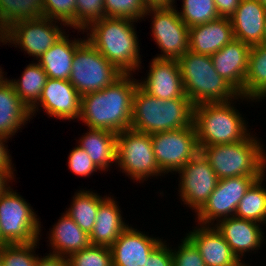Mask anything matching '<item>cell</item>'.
Returning a JSON list of instances; mask_svg holds the SVG:
<instances>
[{
  "label": "cell",
  "mask_w": 266,
  "mask_h": 266,
  "mask_svg": "<svg viewBox=\"0 0 266 266\" xmlns=\"http://www.w3.org/2000/svg\"><path fill=\"white\" fill-rule=\"evenodd\" d=\"M132 75L123 74L106 88L82 95L78 120L90 129L116 134L131 129L133 95L138 86Z\"/></svg>",
  "instance_id": "cell-1"
},
{
  "label": "cell",
  "mask_w": 266,
  "mask_h": 266,
  "mask_svg": "<svg viewBox=\"0 0 266 266\" xmlns=\"http://www.w3.org/2000/svg\"><path fill=\"white\" fill-rule=\"evenodd\" d=\"M134 22L131 19L104 17L84 30L88 35L86 40L123 74H133L142 66Z\"/></svg>",
  "instance_id": "cell-2"
},
{
  "label": "cell",
  "mask_w": 266,
  "mask_h": 266,
  "mask_svg": "<svg viewBox=\"0 0 266 266\" xmlns=\"http://www.w3.org/2000/svg\"><path fill=\"white\" fill-rule=\"evenodd\" d=\"M194 105L189 98L160 99L139 85L133 95L131 129L154 134L192 126Z\"/></svg>",
  "instance_id": "cell-3"
},
{
  "label": "cell",
  "mask_w": 266,
  "mask_h": 266,
  "mask_svg": "<svg viewBox=\"0 0 266 266\" xmlns=\"http://www.w3.org/2000/svg\"><path fill=\"white\" fill-rule=\"evenodd\" d=\"M185 95L195 106L201 103L254 100L245 98L216 72L210 55L188 50L179 60Z\"/></svg>",
  "instance_id": "cell-4"
},
{
  "label": "cell",
  "mask_w": 266,
  "mask_h": 266,
  "mask_svg": "<svg viewBox=\"0 0 266 266\" xmlns=\"http://www.w3.org/2000/svg\"><path fill=\"white\" fill-rule=\"evenodd\" d=\"M263 147L259 139L250 133L236 143L199 146V149L220 180L266 175V151Z\"/></svg>",
  "instance_id": "cell-5"
},
{
  "label": "cell",
  "mask_w": 266,
  "mask_h": 266,
  "mask_svg": "<svg viewBox=\"0 0 266 266\" xmlns=\"http://www.w3.org/2000/svg\"><path fill=\"white\" fill-rule=\"evenodd\" d=\"M234 106L232 101L194 106L193 124L198 146L232 144L244 140L250 134L247 120Z\"/></svg>",
  "instance_id": "cell-6"
},
{
  "label": "cell",
  "mask_w": 266,
  "mask_h": 266,
  "mask_svg": "<svg viewBox=\"0 0 266 266\" xmlns=\"http://www.w3.org/2000/svg\"><path fill=\"white\" fill-rule=\"evenodd\" d=\"M122 75L85 37L75 50L69 82L82 96L106 88Z\"/></svg>",
  "instance_id": "cell-7"
},
{
  "label": "cell",
  "mask_w": 266,
  "mask_h": 266,
  "mask_svg": "<svg viewBox=\"0 0 266 266\" xmlns=\"http://www.w3.org/2000/svg\"><path fill=\"white\" fill-rule=\"evenodd\" d=\"M25 200L12 188L0 195L1 246L39 241L41 222Z\"/></svg>",
  "instance_id": "cell-8"
},
{
  "label": "cell",
  "mask_w": 266,
  "mask_h": 266,
  "mask_svg": "<svg viewBox=\"0 0 266 266\" xmlns=\"http://www.w3.org/2000/svg\"><path fill=\"white\" fill-rule=\"evenodd\" d=\"M116 165L132 180L163 176L153 152L151 135L128 129L117 134ZM162 174V175H161Z\"/></svg>",
  "instance_id": "cell-9"
},
{
  "label": "cell",
  "mask_w": 266,
  "mask_h": 266,
  "mask_svg": "<svg viewBox=\"0 0 266 266\" xmlns=\"http://www.w3.org/2000/svg\"><path fill=\"white\" fill-rule=\"evenodd\" d=\"M156 162L165 174L178 172L199 152L195 125L151 134Z\"/></svg>",
  "instance_id": "cell-10"
},
{
  "label": "cell",
  "mask_w": 266,
  "mask_h": 266,
  "mask_svg": "<svg viewBox=\"0 0 266 266\" xmlns=\"http://www.w3.org/2000/svg\"><path fill=\"white\" fill-rule=\"evenodd\" d=\"M175 7L147 8L144 14V17H152L153 40L161 50L154 58L179 60L189 50V27Z\"/></svg>",
  "instance_id": "cell-11"
},
{
  "label": "cell",
  "mask_w": 266,
  "mask_h": 266,
  "mask_svg": "<svg viewBox=\"0 0 266 266\" xmlns=\"http://www.w3.org/2000/svg\"><path fill=\"white\" fill-rule=\"evenodd\" d=\"M46 17L21 20L5 30V42L24 50L29 56L38 60L65 33V23ZM57 24V25H56ZM64 25L62 27V25Z\"/></svg>",
  "instance_id": "cell-12"
},
{
  "label": "cell",
  "mask_w": 266,
  "mask_h": 266,
  "mask_svg": "<svg viewBox=\"0 0 266 266\" xmlns=\"http://www.w3.org/2000/svg\"><path fill=\"white\" fill-rule=\"evenodd\" d=\"M259 178L238 176L220 179L208 201L196 213L198 224L214 225L215 221L217 223L221 219L235 216L240 200Z\"/></svg>",
  "instance_id": "cell-13"
},
{
  "label": "cell",
  "mask_w": 266,
  "mask_h": 266,
  "mask_svg": "<svg viewBox=\"0 0 266 266\" xmlns=\"http://www.w3.org/2000/svg\"><path fill=\"white\" fill-rule=\"evenodd\" d=\"M179 196L183 203L197 213L208 201L218 184L210 163L199 152L179 171Z\"/></svg>",
  "instance_id": "cell-14"
},
{
  "label": "cell",
  "mask_w": 266,
  "mask_h": 266,
  "mask_svg": "<svg viewBox=\"0 0 266 266\" xmlns=\"http://www.w3.org/2000/svg\"><path fill=\"white\" fill-rule=\"evenodd\" d=\"M49 117L62 120L79 119L81 95L69 80L47 78L39 101L30 109L31 117L39 107Z\"/></svg>",
  "instance_id": "cell-15"
},
{
  "label": "cell",
  "mask_w": 266,
  "mask_h": 266,
  "mask_svg": "<svg viewBox=\"0 0 266 266\" xmlns=\"http://www.w3.org/2000/svg\"><path fill=\"white\" fill-rule=\"evenodd\" d=\"M147 77L138 85L148 94L160 99L188 98L184 93L178 60L153 58Z\"/></svg>",
  "instance_id": "cell-16"
},
{
  "label": "cell",
  "mask_w": 266,
  "mask_h": 266,
  "mask_svg": "<svg viewBox=\"0 0 266 266\" xmlns=\"http://www.w3.org/2000/svg\"><path fill=\"white\" fill-rule=\"evenodd\" d=\"M128 226L110 246L112 266H143L152 250L162 241Z\"/></svg>",
  "instance_id": "cell-17"
},
{
  "label": "cell",
  "mask_w": 266,
  "mask_h": 266,
  "mask_svg": "<svg viewBox=\"0 0 266 266\" xmlns=\"http://www.w3.org/2000/svg\"><path fill=\"white\" fill-rule=\"evenodd\" d=\"M251 47L234 38L211 55L213 66L218 75L239 94L243 91Z\"/></svg>",
  "instance_id": "cell-18"
},
{
  "label": "cell",
  "mask_w": 266,
  "mask_h": 266,
  "mask_svg": "<svg viewBox=\"0 0 266 266\" xmlns=\"http://www.w3.org/2000/svg\"><path fill=\"white\" fill-rule=\"evenodd\" d=\"M186 237L196 246L206 266H238L242 262L213 225L198 224Z\"/></svg>",
  "instance_id": "cell-19"
},
{
  "label": "cell",
  "mask_w": 266,
  "mask_h": 266,
  "mask_svg": "<svg viewBox=\"0 0 266 266\" xmlns=\"http://www.w3.org/2000/svg\"><path fill=\"white\" fill-rule=\"evenodd\" d=\"M214 224L240 261L244 254L259 250L264 242V232L258 222L232 216Z\"/></svg>",
  "instance_id": "cell-20"
},
{
  "label": "cell",
  "mask_w": 266,
  "mask_h": 266,
  "mask_svg": "<svg viewBox=\"0 0 266 266\" xmlns=\"http://www.w3.org/2000/svg\"><path fill=\"white\" fill-rule=\"evenodd\" d=\"M230 20L235 39L250 46L263 43L266 8L258 0H241Z\"/></svg>",
  "instance_id": "cell-21"
},
{
  "label": "cell",
  "mask_w": 266,
  "mask_h": 266,
  "mask_svg": "<svg viewBox=\"0 0 266 266\" xmlns=\"http://www.w3.org/2000/svg\"><path fill=\"white\" fill-rule=\"evenodd\" d=\"M234 39L230 18H218L189 28V50L212 55Z\"/></svg>",
  "instance_id": "cell-22"
},
{
  "label": "cell",
  "mask_w": 266,
  "mask_h": 266,
  "mask_svg": "<svg viewBox=\"0 0 266 266\" xmlns=\"http://www.w3.org/2000/svg\"><path fill=\"white\" fill-rule=\"evenodd\" d=\"M120 207L113 197H107L98 208L96 221L89 234L91 245L110 247L129 226L123 221Z\"/></svg>",
  "instance_id": "cell-23"
},
{
  "label": "cell",
  "mask_w": 266,
  "mask_h": 266,
  "mask_svg": "<svg viewBox=\"0 0 266 266\" xmlns=\"http://www.w3.org/2000/svg\"><path fill=\"white\" fill-rule=\"evenodd\" d=\"M48 238L52 249L49 254L66 258L91 245L89 234L66 213L53 225Z\"/></svg>",
  "instance_id": "cell-24"
},
{
  "label": "cell",
  "mask_w": 266,
  "mask_h": 266,
  "mask_svg": "<svg viewBox=\"0 0 266 266\" xmlns=\"http://www.w3.org/2000/svg\"><path fill=\"white\" fill-rule=\"evenodd\" d=\"M31 118L30 109L21 101L13 85L5 79L0 84V136L11 138Z\"/></svg>",
  "instance_id": "cell-25"
},
{
  "label": "cell",
  "mask_w": 266,
  "mask_h": 266,
  "mask_svg": "<svg viewBox=\"0 0 266 266\" xmlns=\"http://www.w3.org/2000/svg\"><path fill=\"white\" fill-rule=\"evenodd\" d=\"M65 34L37 60L48 78L69 80L75 50L85 40H69Z\"/></svg>",
  "instance_id": "cell-26"
},
{
  "label": "cell",
  "mask_w": 266,
  "mask_h": 266,
  "mask_svg": "<svg viewBox=\"0 0 266 266\" xmlns=\"http://www.w3.org/2000/svg\"><path fill=\"white\" fill-rule=\"evenodd\" d=\"M88 131L79 139L78 146L85 150L99 171H108L113 163L116 164L117 134L105 129L89 128Z\"/></svg>",
  "instance_id": "cell-27"
},
{
  "label": "cell",
  "mask_w": 266,
  "mask_h": 266,
  "mask_svg": "<svg viewBox=\"0 0 266 266\" xmlns=\"http://www.w3.org/2000/svg\"><path fill=\"white\" fill-rule=\"evenodd\" d=\"M239 95L255 102L266 98V43L251 47L244 87Z\"/></svg>",
  "instance_id": "cell-28"
},
{
  "label": "cell",
  "mask_w": 266,
  "mask_h": 266,
  "mask_svg": "<svg viewBox=\"0 0 266 266\" xmlns=\"http://www.w3.org/2000/svg\"><path fill=\"white\" fill-rule=\"evenodd\" d=\"M47 74L37 63H29L20 79H8L21 101L31 109L40 99L47 81Z\"/></svg>",
  "instance_id": "cell-29"
},
{
  "label": "cell",
  "mask_w": 266,
  "mask_h": 266,
  "mask_svg": "<svg viewBox=\"0 0 266 266\" xmlns=\"http://www.w3.org/2000/svg\"><path fill=\"white\" fill-rule=\"evenodd\" d=\"M107 198L90 190H79L74 194L71 206L66 210L74 222L88 234L91 233L96 221L99 205Z\"/></svg>",
  "instance_id": "cell-30"
},
{
  "label": "cell",
  "mask_w": 266,
  "mask_h": 266,
  "mask_svg": "<svg viewBox=\"0 0 266 266\" xmlns=\"http://www.w3.org/2000/svg\"><path fill=\"white\" fill-rule=\"evenodd\" d=\"M265 175L257 179L237 207L235 217L266 224V188L262 185Z\"/></svg>",
  "instance_id": "cell-31"
},
{
  "label": "cell",
  "mask_w": 266,
  "mask_h": 266,
  "mask_svg": "<svg viewBox=\"0 0 266 266\" xmlns=\"http://www.w3.org/2000/svg\"><path fill=\"white\" fill-rule=\"evenodd\" d=\"M43 17V0H0V25L4 30L21 20Z\"/></svg>",
  "instance_id": "cell-32"
},
{
  "label": "cell",
  "mask_w": 266,
  "mask_h": 266,
  "mask_svg": "<svg viewBox=\"0 0 266 266\" xmlns=\"http://www.w3.org/2000/svg\"><path fill=\"white\" fill-rule=\"evenodd\" d=\"M182 4L178 13L189 28L220 18L214 0H182Z\"/></svg>",
  "instance_id": "cell-33"
},
{
  "label": "cell",
  "mask_w": 266,
  "mask_h": 266,
  "mask_svg": "<svg viewBox=\"0 0 266 266\" xmlns=\"http://www.w3.org/2000/svg\"><path fill=\"white\" fill-rule=\"evenodd\" d=\"M39 241L25 244H5L0 247L3 266H35L38 255L35 249Z\"/></svg>",
  "instance_id": "cell-34"
},
{
  "label": "cell",
  "mask_w": 266,
  "mask_h": 266,
  "mask_svg": "<svg viewBox=\"0 0 266 266\" xmlns=\"http://www.w3.org/2000/svg\"><path fill=\"white\" fill-rule=\"evenodd\" d=\"M105 17L144 19L147 7L142 0H104ZM141 18V19H140Z\"/></svg>",
  "instance_id": "cell-35"
},
{
  "label": "cell",
  "mask_w": 266,
  "mask_h": 266,
  "mask_svg": "<svg viewBox=\"0 0 266 266\" xmlns=\"http://www.w3.org/2000/svg\"><path fill=\"white\" fill-rule=\"evenodd\" d=\"M70 266H112L110 247L90 245L68 257Z\"/></svg>",
  "instance_id": "cell-36"
},
{
  "label": "cell",
  "mask_w": 266,
  "mask_h": 266,
  "mask_svg": "<svg viewBox=\"0 0 266 266\" xmlns=\"http://www.w3.org/2000/svg\"><path fill=\"white\" fill-rule=\"evenodd\" d=\"M43 17L65 23L76 30V0H43Z\"/></svg>",
  "instance_id": "cell-37"
},
{
  "label": "cell",
  "mask_w": 266,
  "mask_h": 266,
  "mask_svg": "<svg viewBox=\"0 0 266 266\" xmlns=\"http://www.w3.org/2000/svg\"><path fill=\"white\" fill-rule=\"evenodd\" d=\"M105 17L104 0H76V29L83 31Z\"/></svg>",
  "instance_id": "cell-38"
},
{
  "label": "cell",
  "mask_w": 266,
  "mask_h": 266,
  "mask_svg": "<svg viewBox=\"0 0 266 266\" xmlns=\"http://www.w3.org/2000/svg\"><path fill=\"white\" fill-rule=\"evenodd\" d=\"M178 249H171L173 266H206L196 246L185 236Z\"/></svg>",
  "instance_id": "cell-39"
},
{
  "label": "cell",
  "mask_w": 266,
  "mask_h": 266,
  "mask_svg": "<svg viewBox=\"0 0 266 266\" xmlns=\"http://www.w3.org/2000/svg\"><path fill=\"white\" fill-rule=\"evenodd\" d=\"M68 167L72 173L83 177L89 176L99 170L85 150L78 145L74 149L72 148V151L69 153Z\"/></svg>",
  "instance_id": "cell-40"
},
{
  "label": "cell",
  "mask_w": 266,
  "mask_h": 266,
  "mask_svg": "<svg viewBox=\"0 0 266 266\" xmlns=\"http://www.w3.org/2000/svg\"><path fill=\"white\" fill-rule=\"evenodd\" d=\"M143 266H173L171 247H169L166 241L162 240L152 250Z\"/></svg>",
  "instance_id": "cell-41"
},
{
  "label": "cell",
  "mask_w": 266,
  "mask_h": 266,
  "mask_svg": "<svg viewBox=\"0 0 266 266\" xmlns=\"http://www.w3.org/2000/svg\"><path fill=\"white\" fill-rule=\"evenodd\" d=\"M241 0H214L219 17L230 18L237 10Z\"/></svg>",
  "instance_id": "cell-42"
},
{
  "label": "cell",
  "mask_w": 266,
  "mask_h": 266,
  "mask_svg": "<svg viewBox=\"0 0 266 266\" xmlns=\"http://www.w3.org/2000/svg\"><path fill=\"white\" fill-rule=\"evenodd\" d=\"M7 140L8 138L0 136V168L10 171L15 176V168L13 169L11 154L8 151L7 145H5L8 142Z\"/></svg>",
  "instance_id": "cell-43"
},
{
  "label": "cell",
  "mask_w": 266,
  "mask_h": 266,
  "mask_svg": "<svg viewBox=\"0 0 266 266\" xmlns=\"http://www.w3.org/2000/svg\"><path fill=\"white\" fill-rule=\"evenodd\" d=\"M35 266H70L66 257L47 254L45 257H38Z\"/></svg>",
  "instance_id": "cell-44"
},
{
  "label": "cell",
  "mask_w": 266,
  "mask_h": 266,
  "mask_svg": "<svg viewBox=\"0 0 266 266\" xmlns=\"http://www.w3.org/2000/svg\"><path fill=\"white\" fill-rule=\"evenodd\" d=\"M13 179L14 175L10 171L0 168V195H3L11 188L9 182Z\"/></svg>",
  "instance_id": "cell-45"
},
{
  "label": "cell",
  "mask_w": 266,
  "mask_h": 266,
  "mask_svg": "<svg viewBox=\"0 0 266 266\" xmlns=\"http://www.w3.org/2000/svg\"><path fill=\"white\" fill-rule=\"evenodd\" d=\"M147 8L168 7V0H142Z\"/></svg>",
  "instance_id": "cell-46"
},
{
  "label": "cell",
  "mask_w": 266,
  "mask_h": 266,
  "mask_svg": "<svg viewBox=\"0 0 266 266\" xmlns=\"http://www.w3.org/2000/svg\"><path fill=\"white\" fill-rule=\"evenodd\" d=\"M3 43L2 45L4 44H7L5 42V30L2 28V26L0 25V43Z\"/></svg>",
  "instance_id": "cell-47"
},
{
  "label": "cell",
  "mask_w": 266,
  "mask_h": 266,
  "mask_svg": "<svg viewBox=\"0 0 266 266\" xmlns=\"http://www.w3.org/2000/svg\"><path fill=\"white\" fill-rule=\"evenodd\" d=\"M2 67H0V84L5 80V79H7V78H5L4 77V72H3V70L1 69Z\"/></svg>",
  "instance_id": "cell-48"
},
{
  "label": "cell",
  "mask_w": 266,
  "mask_h": 266,
  "mask_svg": "<svg viewBox=\"0 0 266 266\" xmlns=\"http://www.w3.org/2000/svg\"><path fill=\"white\" fill-rule=\"evenodd\" d=\"M175 0H168V7H174L175 6Z\"/></svg>",
  "instance_id": "cell-49"
},
{
  "label": "cell",
  "mask_w": 266,
  "mask_h": 266,
  "mask_svg": "<svg viewBox=\"0 0 266 266\" xmlns=\"http://www.w3.org/2000/svg\"><path fill=\"white\" fill-rule=\"evenodd\" d=\"M263 43H266V20H265V27H264Z\"/></svg>",
  "instance_id": "cell-50"
},
{
  "label": "cell",
  "mask_w": 266,
  "mask_h": 266,
  "mask_svg": "<svg viewBox=\"0 0 266 266\" xmlns=\"http://www.w3.org/2000/svg\"><path fill=\"white\" fill-rule=\"evenodd\" d=\"M266 8V0H258Z\"/></svg>",
  "instance_id": "cell-51"
},
{
  "label": "cell",
  "mask_w": 266,
  "mask_h": 266,
  "mask_svg": "<svg viewBox=\"0 0 266 266\" xmlns=\"http://www.w3.org/2000/svg\"><path fill=\"white\" fill-rule=\"evenodd\" d=\"M238 266H250V265L245 264L244 261H243V262H241Z\"/></svg>",
  "instance_id": "cell-52"
}]
</instances>
